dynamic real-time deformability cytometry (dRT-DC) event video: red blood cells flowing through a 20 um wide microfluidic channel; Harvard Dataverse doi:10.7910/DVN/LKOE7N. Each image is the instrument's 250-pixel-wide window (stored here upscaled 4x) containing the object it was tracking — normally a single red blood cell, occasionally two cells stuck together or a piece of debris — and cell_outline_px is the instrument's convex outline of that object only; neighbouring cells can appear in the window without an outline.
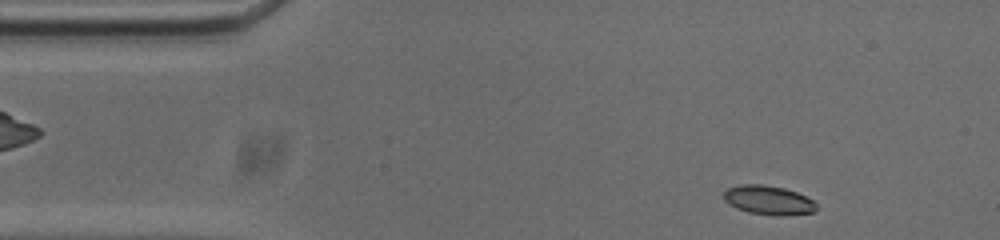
{"species": "common noctule bat (a hibernating species)", "species_latin": "Nyctalus noctula", "temperature_condition": "cold", "stored_images_in_passage": 50, "camera_frame_rate_fps": 3000, "um_per_image_px": 0.085, "animal": {"sex": "male", "body_mass_g": 20.0, "forearm_length_mm": 53.3}, "frame": {"image": 1, "passage_image": 3, "time_ms": 0.667, "image_size_px": [1000, 240], "cell_outline_px": [[816, 208], [812, 212], [784, 216], [776, 216], [748, 212], [736, 208], [728, 204], [724, 200], [724, 192], [728, 188], [740, 184], [764, 184], [784, 188], [796, 192], [812, 200], [816, 204]], "centroid_in_image_um": [65.28, 17.01], "position_along_channel_um": 19.7, "area_um2": 15.72}}
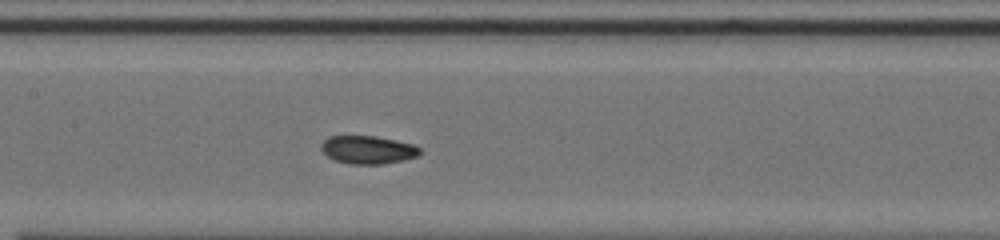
{"frame": {"image": 2, "passage_image": 21, "time_ms": 6.667, "image_size_px": [1000, 240], "cell_outline_px": [[420, 156], [404, 160], [384, 164], [352, 164], [336, 160], [328, 156], [320, 148], [320, 144], [328, 136], [376, 136], [396, 140], [412, 144], [420, 148]], "centroid_in_image_um": [31.29, 12.73], "position_along_channel_um": 176.1, "area_um2": 16.18}}
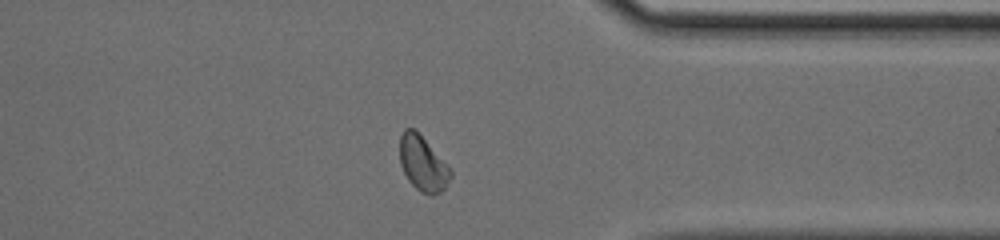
{"frame": {"image": 3, "passage_image": 38, "time_ms": 12.333, "image_size_px": [1000, 240], "cell_outline_px": [[452, 176], [444, 188], [440, 192], [432, 196], [420, 192], [408, 180], [400, 164], [400, 136], [404, 128], [416, 128], [448, 164], [452, 172]], "centroid_in_image_um": [35.95, 13.87], "position_along_channel_um": 375.5, "area_um2": 16.59}, "authors_computed_cell_mechanics": {"area_um2": 16.2996, "velocity_mm_per_s": 3.7174, "shape_relaxation_time_tau1_ms": 2.9822, "shape_relaxation_time_tau2_ms": 2.3736, "deformation_change_tau1": 0.0999, "deformation_change_tau2": 0.0625}}